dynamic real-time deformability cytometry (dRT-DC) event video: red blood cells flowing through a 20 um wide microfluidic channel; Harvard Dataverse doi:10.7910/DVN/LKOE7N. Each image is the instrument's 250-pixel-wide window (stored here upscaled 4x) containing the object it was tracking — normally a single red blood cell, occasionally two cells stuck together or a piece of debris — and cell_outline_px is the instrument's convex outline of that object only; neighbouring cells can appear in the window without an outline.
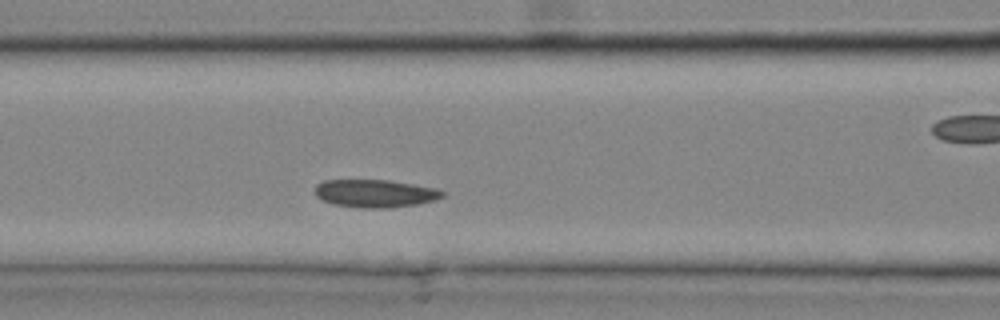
{"species": "common noctule bat (a hibernating species)", "species_latin": "Nyctalus noctula", "temperature_condition": "cold", "stored_images_in_passage": 14, "camera_frame_rate_fps": 3000, "um_per_image_px": 0.085, "animal": {"sex": "male", "body_mass_g": 20.4}, "frame": {"image": 1, "passage_image": 5, "time_ms": 1.333, "image_size_px": [1000, 320], "cell_outline_px": [[444, 196], [432, 200], [416, 204], [388, 208], [360, 208], [332, 204], [316, 196], [316, 184], [324, 180], [388, 180], [436, 188], [444, 192]], "centroid_in_image_um": [31.86, 16.44], "position_along_channel_um": 134.7, "area_um2": 20.52}}
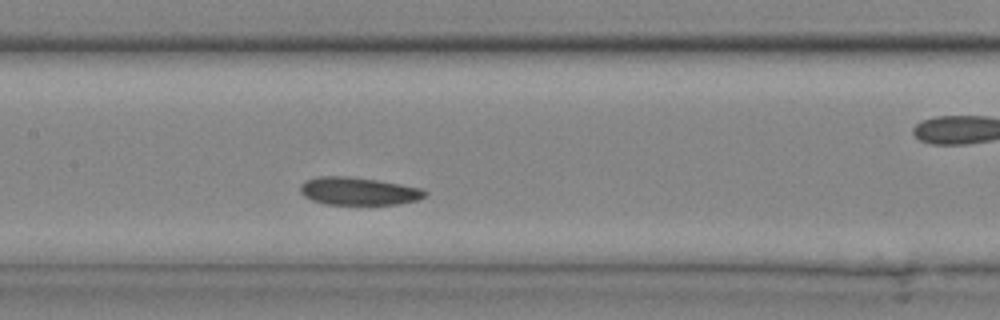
{"frame": {"image": 2, "passage_image": 7, "time_ms": 2.0, "image_size_px": [1000, 320], "cell_outline_px": [[428, 196], [420, 200], [400, 204], [324, 204], [312, 200], [304, 196], [300, 192], [300, 184], [304, 180], [316, 176], [352, 176], [424, 188], [428, 192]], "centroid_in_image_um": [30.5, 16.24], "position_along_channel_um": 176.9, "area_um2": 20.58}}
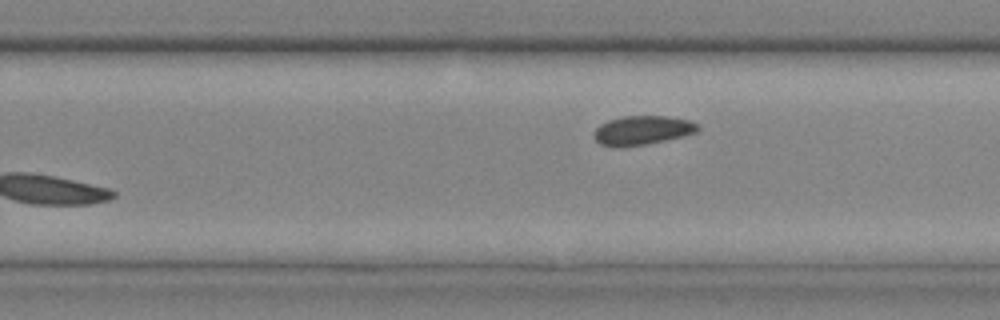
{"frame": {"image": 3, "passage_image": 14, "time_ms": 4.333, "image_size_px": [1000, 320], "cell_outline_px": [[700, 128], [696, 132], [648, 144], [620, 148], [600, 144], [592, 136], [596, 128], [600, 124], [608, 120], [624, 116], [668, 116], [688, 120], [696, 124]], "centroid_in_image_um": [54.54, 11.08], "position_along_channel_um": 275.3, "area_um2": 17.57}}